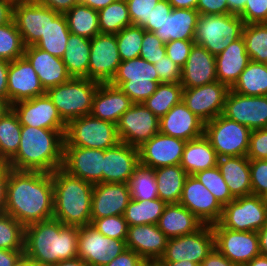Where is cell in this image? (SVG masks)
<instances>
[{"label": "cell", "instance_id": "obj_1", "mask_svg": "<svg viewBox=\"0 0 267 266\" xmlns=\"http://www.w3.org/2000/svg\"><path fill=\"white\" fill-rule=\"evenodd\" d=\"M52 174L11 170L7 182L5 213L24 227L53 218Z\"/></svg>", "mask_w": 267, "mask_h": 266}, {"label": "cell", "instance_id": "obj_2", "mask_svg": "<svg viewBox=\"0 0 267 266\" xmlns=\"http://www.w3.org/2000/svg\"><path fill=\"white\" fill-rule=\"evenodd\" d=\"M79 227L51 218L25 227L24 254L36 266H52L78 257Z\"/></svg>", "mask_w": 267, "mask_h": 266}, {"label": "cell", "instance_id": "obj_3", "mask_svg": "<svg viewBox=\"0 0 267 266\" xmlns=\"http://www.w3.org/2000/svg\"><path fill=\"white\" fill-rule=\"evenodd\" d=\"M65 131L22 125L17 153L7 162L13 170L52 173L62 168Z\"/></svg>", "mask_w": 267, "mask_h": 266}, {"label": "cell", "instance_id": "obj_4", "mask_svg": "<svg viewBox=\"0 0 267 266\" xmlns=\"http://www.w3.org/2000/svg\"><path fill=\"white\" fill-rule=\"evenodd\" d=\"M53 218L64 225L83 227L91 224L93 184L68 174L62 168L52 173Z\"/></svg>", "mask_w": 267, "mask_h": 266}, {"label": "cell", "instance_id": "obj_5", "mask_svg": "<svg viewBox=\"0 0 267 266\" xmlns=\"http://www.w3.org/2000/svg\"><path fill=\"white\" fill-rule=\"evenodd\" d=\"M99 84L88 78L71 77L66 83L52 87L46 93L61 118L68 123L75 118L90 115L93 96Z\"/></svg>", "mask_w": 267, "mask_h": 266}, {"label": "cell", "instance_id": "obj_6", "mask_svg": "<svg viewBox=\"0 0 267 266\" xmlns=\"http://www.w3.org/2000/svg\"><path fill=\"white\" fill-rule=\"evenodd\" d=\"M243 20L234 14H200L194 42L212 55H219L230 43L242 36Z\"/></svg>", "mask_w": 267, "mask_h": 266}, {"label": "cell", "instance_id": "obj_7", "mask_svg": "<svg viewBox=\"0 0 267 266\" xmlns=\"http://www.w3.org/2000/svg\"><path fill=\"white\" fill-rule=\"evenodd\" d=\"M64 147L109 149L120 140L115 123L85 115L67 123Z\"/></svg>", "mask_w": 267, "mask_h": 266}, {"label": "cell", "instance_id": "obj_8", "mask_svg": "<svg viewBox=\"0 0 267 266\" xmlns=\"http://www.w3.org/2000/svg\"><path fill=\"white\" fill-rule=\"evenodd\" d=\"M110 84L119 87L133 103H142L156 91L159 77L154 64L137 57L121 61Z\"/></svg>", "mask_w": 267, "mask_h": 266}, {"label": "cell", "instance_id": "obj_9", "mask_svg": "<svg viewBox=\"0 0 267 266\" xmlns=\"http://www.w3.org/2000/svg\"><path fill=\"white\" fill-rule=\"evenodd\" d=\"M251 130L222 114L205 123L204 136L218 158L247 156Z\"/></svg>", "mask_w": 267, "mask_h": 266}, {"label": "cell", "instance_id": "obj_10", "mask_svg": "<svg viewBox=\"0 0 267 266\" xmlns=\"http://www.w3.org/2000/svg\"><path fill=\"white\" fill-rule=\"evenodd\" d=\"M219 223L233 231L258 232L267 223V202L264 197H237L223 206Z\"/></svg>", "mask_w": 267, "mask_h": 266}, {"label": "cell", "instance_id": "obj_11", "mask_svg": "<svg viewBox=\"0 0 267 266\" xmlns=\"http://www.w3.org/2000/svg\"><path fill=\"white\" fill-rule=\"evenodd\" d=\"M214 247L228 260L238 266H245L261 255L259 236L253 231H233L219 222L212 224Z\"/></svg>", "mask_w": 267, "mask_h": 266}, {"label": "cell", "instance_id": "obj_12", "mask_svg": "<svg viewBox=\"0 0 267 266\" xmlns=\"http://www.w3.org/2000/svg\"><path fill=\"white\" fill-rule=\"evenodd\" d=\"M213 248L214 233L212 225L204 224L194 233L168 238L164 254L158 262L188 260L201 264Z\"/></svg>", "mask_w": 267, "mask_h": 266}, {"label": "cell", "instance_id": "obj_13", "mask_svg": "<svg viewBox=\"0 0 267 266\" xmlns=\"http://www.w3.org/2000/svg\"><path fill=\"white\" fill-rule=\"evenodd\" d=\"M125 249L126 240L108 238L91 225L79 227L78 258L88 266H105Z\"/></svg>", "mask_w": 267, "mask_h": 266}, {"label": "cell", "instance_id": "obj_14", "mask_svg": "<svg viewBox=\"0 0 267 266\" xmlns=\"http://www.w3.org/2000/svg\"><path fill=\"white\" fill-rule=\"evenodd\" d=\"M159 120L142 103H133L116 124L120 142L139 148L159 133Z\"/></svg>", "mask_w": 267, "mask_h": 266}, {"label": "cell", "instance_id": "obj_15", "mask_svg": "<svg viewBox=\"0 0 267 266\" xmlns=\"http://www.w3.org/2000/svg\"><path fill=\"white\" fill-rule=\"evenodd\" d=\"M120 63L116 34L100 33L91 39L88 79L110 83Z\"/></svg>", "mask_w": 267, "mask_h": 266}, {"label": "cell", "instance_id": "obj_16", "mask_svg": "<svg viewBox=\"0 0 267 266\" xmlns=\"http://www.w3.org/2000/svg\"><path fill=\"white\" fill-rule=\"evenodd\" d=\"M222 115L250 130L267 128V96H245L230 89Z\"/></svg>", "mask_w": 267, "mask_h": 266}, {"label": "cell", "instance_id": "obj_17", "mask_svg": "<svg viewBox=\"0 0 267 266\" xmlns=\"http://www.w3.org/2000/svg\"><path fill=\"white\" fill-rule=\"evenodd\" d=\"M230 88L219 81L195 88H183L182 101L205 123L222 114Z\"/></svg>", "mask_w": 267, "mask_h": 266}, {"label": "cell", "instance_id": "obj_18", "mask_svg": "<svg viewBox=\"0 0 267 266\" xmlns=\"http://www.w3.org/2000/svg\"><path fill=\"white\" fill-rule=\"evenodd\" d=\"M21 125L66 131L67 123L61 118L47 93L11 105Z\"/></svg>", "mask_w": 267, "mask_h": 266}, {"label": "cell", "instance_id": "obj_19", "mask_svg": "<svg viewBox=\"0 0 267 266\" xmlns=\"http://www.w3.org/2000/svg\"><path fill=\"white\" fill-rule=\"evenodd\" d=\"M179 203L203 224L212 225L221 219L223 206L194 175L186 177Z\"/></svg>", "mask_w": 267, "mask_h": 266}, {"label": "cell", "instance_id": "obj_20", "mask_svg": "<svg viewBox=\"0 0 267 266\" xmlns=\"http://www.w3.org/2000/svg\"><path fill=\"white\" fill-rule=\"evenodd\" d=\"M104 149L64 147L62 169L91 184L103 183Z\"/></svg>", "mask_w": 267, "mask_h": 266}, {"label": "cell", "instance_id": "obj_21", "mask_svg": "<svg viewBox=\"0 0 267 266\" xmlns=\"http://www.w3.org/2000/svg\"><path fill=\"white\" fill-rule=\"evenodd\" d=\"M186 142L159 132L138 148L140 164L154 169L180 165Z\"/></svg>", "mask_w": 267, "mask_h": 266}, {"label": "cell", "instance_id": "obj_22", "mask_svg": "<svg viewBox=\"0 0 267 266\" xmlns=\"http://www.w3.org/2000/svg\"><path fill=\"white\" fill-rule=\"evenodd\" d=\"M7 88L10 105L46 93L36 71L24 56L9 62Z\"/></svg>", "mask_w": 267, "mask_h": 266}, {"label": "cell", "instance_id": "obj_23", "mask_svg": "<svg viewBox=\"0 0 267 266\" xmlns=\"http://www.w3.org/2000/svg\"><path fill=\"white\" fill-rule=\"evenodd\" d=\"M168 237L157 224L128 226L126 247L137 253L147 264L155 265L164 254Z\"/></svg>", "mask_w": 267, "mask_h": 266}, {"label": "cell", "instance_id": "obj_24", "mask_svg": "<svg viewBox=\"0 0 267 266\" xmlns=\"http://www.w3.org/2000/svg\"><path fill=\"white\" fill-rule=\"evenodd\" d=\"M131 199L127 183H98L93 185L91 219L123 215Z\"/></svg>", "mask_w": 267, "mask_h": 266}, {"label": "cell", "instance_id": "obj_25", "mask_svg": "<svg viewBox=\"0 0 267 266\" xmlns=\"http://www.w3.org/2000/svg\"><path fill=\"white\" fill-rule=\"evenodd\" d=\"M140 164L139 149L119 142L106 149L103 160V183H127Z\"/></svg>", "mask_w": 267, "mask_h": 266}, {"label": "cell", "instance_id": "obj_26", "mask_svg": "<svg viewBox=\"0 0 267 266\" xmlns=\"http://www.w3.org/2000/svg\"><path fill=\"white\" fill-rule=\"evenodd\" d=\"M205 122L192 113L181 101L174 105L160 120L161 134L180 138L185 141L194 140L204 135Z\"/></svg>", "mask_w": 267, "mask_h": 266}, {"label": "cell", "instance_id": "obj_27", "mask_svg": "<svg viewBox=\"0 0 267 266\" xmlns=\"http://www.w3.org/2000/svg\"><path fill=\"white\" fill-rule=\"evenodd\" d=\"M13 21L25 47L35 45L48 28V7L27 2L13 5Z\"/></svg>", "mask_w": 267, "mask_h": 266}, {"label": "cell", "instance_id": "obj_28", "mask_svg": "<svg viewBox=\"0 0 267 266\" xmlns=\"http://www.w3.org/2000/svg\"><path fill=\"white\" fill-rule=\"evenodd\" d=\"M217 81L216 60L203 46L194 44L181 68L180 84L183 88H195Z\"/></svg>", "mask_w": 267, "mask_h": 266}, {"label": "cell", "instance_id": "obj_29", "mask_svg": "<svg viewBox=\"0 0 267 266\" xmlns=\"http://www.w3.org/2000/svg\"><path fill=\"white\" fill-rule=\"evenodd\" d=\"M132 105L130 97L119 87L100 83L93 96L90 115L117 124L122 114Z\"/></svg>", "mask_w": 267, "mask_h": 266}, {"label": "cell", "instance_id": "obj_30", "mask_svg": "<svg viewBox=\"0 0 267 266\" xmlns=\"http://www.w3.org/2000/svg\"><path fill=\"white\" fill-rule=\"evenodd\" d=\"M36 71L39 81L45 91L66 83L71 76L60 57L51 55L36 46L25 47L23 55Z\"/></svg>", "mask_w": 267, "mask_h": 266}, {"label": "cell", "instance_id": "obj_31", "mask_svg": "<svg viewBox=\"0 0 267 266\" xmlns=\"http://www.w3.org/2000/svg\"><path fill=\"white\" fill-rule=\"evenodd\" d=\"M217 81L231 88L250 62L243 36L215 56Z\"/></svg>", "mask_w": 267, "mask_h": 266}, {"label": "cell", "instance_id": "obj_32", "mask_svg": "<svg viewBox=\"0 0 267 266\" xmlns=\"http://www.w3.org/2000/svg\"><path fill=\"white\" fill-rule=\"evenodd\" d=\"M199 15L195 9L172 8L154 33L165 44L174 40H194Z\"/></svg>", "mask_w": 267, "mask_h": 266}, {"label": "cell", "instance_id": "obj_33", "mask_svg": "<svg viewBox=\"0 0 267 266\" xmlns=\"http://www.w3.org/2000/svg\"><path fill=\"white\" fill-rule=\"evenodd\" d=\"M217 167L234 198L252 195L250 165L247 156L220 157Z\"/></svg>", "mask_w": 267, "mask_h": 266}, {"label": "cell", "instance_id": "obj_34", "mask_svg": "<svg viewBox=\"0 0 267 266\" xmlns=\"http://www.w3.org/2000/svg\"><path fill=\"white\" fill-rule=\"evenodd\" d=\"M204 224L180 203L166 204L157 223L158 228L168 237H179L199 230Z\"/></svg>", "mask_w": 267, "mask_h": 266}, {"label": "cell", "instance_id": "obj_35", "mask_svg": "<svg viewBox=\"0 0 267 266\" xmlns=\"http://www.w3.org/2000/svg\"><path fill=\"white\" fill-rule=\"evenodd\" d=\"M218 156L210 141L203 135L186 142L180 166L188 175L217 166Z\"/></svg>", "mask_w": 267, "mask_h": 266}, {"label": "cell", "instance_id": "obj_36", "mask_svg": "<svg viewBox=\"0 0 267 266\" xmlns=\"http://www.w3.org/2000/svg\"><path fill=\"white\" fill-rule=\"evenodd\" d=\"M69 34L70 31L65 15L48 8V28L34 46L49 52L51 55L62 58L66 50Z\"/></svg>", "mask_w": 267, "mask_h": 266}, {"label": "cell", "instance_id": "obj_37", "mask_svg": "<svg viewBox=\"0 0 267 266\" xmlns=\"http://www.w3.org/2000/svg\"><path fill=\"white\" fill-rule=\"evenodd\" d=\"M91 40L70 33L62 61L71 77L88 78Z\"/></svg>", "mask_w": 267, "mask_h": 266}, {"label": "cell", "instance_id": "obj_38", "mask_svg": "<svg viewBox=\"0 0 267 266\" xmlns=\"http://www.w3.org/2000/svg\"><path fill=\"white\" fill-rule=\"evenodd\" d=\"M158 197L166 204L179 203L188 174L180 165L164 166L154 169Z\"/></svg>", "mask_w": 267, "mask_h": 266}, {"label": "cell", "instance_id": "obj_39", "mask_svg": "<svg viewBox=\"0 0 267 266\" xmlns=\"http://www.w3.org/2000/svg\"><path fill=\"white\" fill-rule=\"evenodd\" d=\"M230 89L245 96H267L266 63L250 61Z\"/></svg>", "mask_w": 267, "mask_h": 266}, {"label": "cell", "instance_id": "obj_40", "mask_svg": "<svg viewBox=\"0 0 267 266\" xmlns=\"http://www.w3.org/2000/svg\"><path fill=\"white\" fill-rule=\"evenodd\" d=\"M70 33L92 39L100 34L98 11L82 3L73 6L64 14Z\"/></svg>", "mask_w": 267, "mask_h": 266}, {"label": "cell", "instance_id": "obj_41", "mask_svg": "<svg viewBox=\"0 0 267 266\" xmlns=\"http://www.w3.org/2000/svg\"><path fill=\"white\" fill-rule=\"evenodd\" d=\"M22 125L11 108L0 119V161L8 162L18 151Z\"/></svg>", "mask_w": 267, "mask_h": 266}, {"label": "cell", "instance_id": "obj_42", "mask_svg": "<svg viewBox=\"0 0 267 266\" xmlns=\"http://www.w3.org/2000/svg\"><path fill=\"white\" fill-rule=\"evenodd\" d=\"M165 206L159 198L148 201L130 199L123 216L128 226L157 224Z\"/></svg>", "mask_w": 267, "mask_h": 266}, {"label": "cell", "instance_id": "obj_43", "mask_svg": "<svg viewBox=\"0 0 267 266\" xmlns=\"http://www.w3.org/2000/svg\"><path fill=\"white\" fill-rule=\"evenodd\" d=\"M180 83H160L156 91L142 104L161 119L174 105L182 101Z\"/></svg>", "mask_w": 267, "mask_h": 266}, {"label": "cell", "instance_id": "obj_44", "mask_svg": "<svg viewBox=\"0 0 267 266\" xmlns=\"http://www.w3.org/2000/svg\"><path fill=\"white\" fill-rule=\"evenodd\" d=\"M98 22L101 34H117L132 22L128 5L125 1H113L98 11Z\"/></svg>", "mask_w": 267, "mask_h": 266}, {"label": "cell", "instance_id": "obj_45", "mask_svg": "<svg viewBox=\"0 0 267 266\" xmlns=\"http://www.w3.org/2000/svg\"><path fill=\"white\" fill-rule=\"evenodd\" d=\"M128 185L133 200L148 201L159 198L154 168L139 164L134 170Z\"/></svg>", "mask_w": 267, "mask_h": 266}, {"label": "cell", "instance_id": "obj_46", "mask_svg": "<svg viewBox=\"0 0 267 266\" xmlns=\"http://www.w3.org/2000/svg\"><path fill=\"white\" fill-rule=\"evenodd\" d=\"M242 36L250 61L267 62V23L244 24Z\"/></svg>", "mask_w": 267, "mask_h": 266}, {"label": "cell", "instance_id": "obj_47", "mask_svg": "<svg viewBox=\"0 0 267 266\" xmlns=\"http://www.w3.org/2000/svg\"><path fill=\"white\" fill-rule=\"evenodd\" d=\"M25 45L13 19L0 26V59L12 62L23 57Z\"/></svg>", "mask_w": 267, "mask_h": 266}, {"label": "cell", "instance_id": "obj_48", "mask_svg": "<svg viewBox=\"0 0 267 266\" xmlns=\"http://www.w3.org/2000/svg\"><path fill=\"white\" fill-rule=\"evenodd\" d=\"M140 26H127L116 34L117 47L121 61L140 57L144 32Z\"/></svg>", "mask_w": 267, "mask_h": 266}, {"label": "cell", "instance_id": "obj_49", "mask_svg": "<svg viewBox=\"0 0 267 266\" xmlns=\"http://www.w3.org/2000/svg\"><path fill=\"white\" fill-rule=\"evenodd\" d=\"M25 227L7 213L0 214V248L24 250Z\"/></svg>", "mask_w": 267, "mask_h": 266}, {"label": "cell", "instance_id": "obj_50", "mask_svg": "<svg viewBox=\"0 0 267 266\" xmlns=\"http://www.w3.org/2000/svg\"><path fill=\"white\" fill-rule=\"evenodd\" d=\"M194 177L205 186V188L222 206L235 199L231 195L229 188L217 166L199 171L194 175Z\"/></svg>", "mask_w": 267, "mask_h": 266}, {"label": "cell", "instance_id": "obj_51", "mask_svg": "<svg viewBox=\"0 0 267 266\" xmlns=\"http://www.w3.org/2000/svg\"><path fill=\"white\" fill-rule=\"evenodd\" d=\"M90 225L108 238L118 240H126L127 238L128 224L123 215L91 219Z\"/></svg>", "mask_w": 267, "mask_h": 266}, {"label": "cell", "instance_id": "obj_52", "mask_svg": "<svg viewBox=\"0 0 267 266\" xmlns=\"http://www.w3.org/2000/svg\"><path fill=\"white\" fill-rule=\"evenodd\" d=\"M164 56H166L165 43L162 42L154 32L145 31L140 57L155 64Z\"/></svg>", "mask_w": 267, "mask_h": 266}, {"label": "cell", "instance_id": "obj_53", "mask_svg": "<svg viewBox=\"0 0 267 266\" xmlns=\"http://www.w3.org/2000/svg\"><path fill=\"white\" fill-rule=\"evenodd\" d=\"M160 0H127L132 25L144 27L150 20L153 8Z\"/></svg>", "mask_w": 267, "mask_h": 266}, {"label": "cell", "instance_id": "obj_54", "mask_svg": "<svg viewBox=\"0 0 267 266\" xmlns=\"http://www.w3.org/2000/svg\"><path fill=\"white\" fill-rule=\"evenodd\" d=\"M252 195L267 197V160H249Z\"/></svg>", "mask_w": 267, "mask_h": 266}, {"label": "cell", "instance_id": "obj_55", "mask_svg": "<svg viewBox=\"0 0 267 266\" xmlns=\"http://www.w3.org/2000/svg\"><path fill=\"white\" fill-rule=\"evenodd\" d=\"M247 158L267 160V128L251 130Z\"/></svg>", "mask_w": 267, "mask_h": 266}, {"label": "cell", "instance_id": "obj_56", "mask_svg": "<svg viewBox=\"0 0 267 266\" xmlns=\"http://www.w3.org/2000/svg\"><path fill=\"white\" fill-rule=\"evenodd\" d=\"M239 17L244 24L267 23V0H246L244 11Z\"/></svg>", "mask_w": 267, "mask_h": 266}, {"label": "cell", "instance_id": "obj_57", "mask_svg": "<svg viewBox=\"0 0 267 266\" xmlns=\"http://www.w3.org/2000/svg\"><path fill=\"white\" fill-rule=\"evenodd\" d=\"M160 83H180L181 67L167 55L154 64Z\"/></svg>", "mask_w": 267, "mask_h": 266}, {"label": "cell", "instance_id": "obj_58", "mask_svg": "<svg viewBox=\"0 0 267 266\" xmlns=\"http://www.w3.org/2000/svg\"><path fill=\"white\" fill-rule=\"evenodd\" d=\"M194 44V40H174L167 42L165 44L166 55L182 68Z\"/></svg>", "mask_w": 267, "mask_h": 266}, {"label": "cell", "instance_id": "obj_59", "mask_svg": "<svg viewBox=\"0 0 267 266\" xmlns=\"http://www.w3.org/2000/svg\"><path fill=\"white\" fill-rule=\"evenodd\" d=\"M172 5L167 0H160L150 14V20L143 27L146 31L155 32L158 30L165 18L171 13Z\"/></svg>", "mask_w": 267, "mask_h": 266}, {"label": "cell", "instance_id": "obj_60", "mask_svg": "<svg viewBox=\"0 0 267 266\" xmlns=\"http://www.w3.org/2000/svg\"><path fill=\"white\" fill-rule=\"evenodd\" d=\"M196 10L203 15L228 14V3L227 0H199Z\"/></svg>", "mask_w": 267, "mask_h": 266}, {"label": "cell", "instance_id": "obj_61", "mask_svg": "<svg viewBox=\"0 0 267 266\" xmlns=\"http://www.w3.org/2000/svg\"><path fill=\"white\" fill-rule=\"evenodd\" d=\"M137 253L131 249H125L119 256L115 257L105 266H148Z\"/></svg>", "mask_w": 267, "mask_h": 266}, {"label": "cell", "instance_id": "obj_62", "mask_svg": "<svg viewBox=\"0 0 267 266\" xmlns=\"http://www.w3.org/2000/svg\"><path fill=\"white\" fill-rule=\"evenodd\" d=\"M35 2L50 8L59 14H65L73 6L79 4L80 0H35Z\"/></svg>", "mask_w": 267, "mask_h": 266}, {"label": "cell", "instance_id": "obj_63", "mask_svg": "<svg viewBox=\"0 0 267 266\" xmlns=\"http://www.w3.org/2000/svg\"><path fill=\"white\" fill-rule=\"evenodd\" d=\"M11 170L7 162L0 161V214L5 212L7 182Z\"/></svg>", "mask_w": 267, "mask_h": 266}, {"label": "cell", "instance_id": "obj_64", "mask_svg": "<svg viewBox=\"0 0 267 266\" xmlns=\"http://www.w3.org/2000/svg\"><path fill=\"white\" fill-rule=\"evenodd\" d=\"M200 266H238L228 260L222 253H220L215 247L207 255V257L201 262Z\"/></svg>", "mask_w": 267, "mask_h": 266}, {"label": "cell", "instance_id": "obj_65", "mask_svg": "<svg viewBox=\"0 0 267 266\" xmlns=\"http://www.w3.org/2000/svg\"><path fill=\"white\" fill-rule=\"evenodd\" d=\"M8 69L9 61L0 59V98L8 100Z\"/></svg>", "mask_w": 267, "mask_h": 266}, {"label": "cell", "instance_id": "obj_66", "mask_svg": "<svg viewBox=\"0 0 267 266\" xmlns=\"http://www.w3.org/2000/svg\"><path fill=\"white\" fill-rule=\"evenodd\" d=\"M24 250H5L0 248V266H12Z\"/></svg>", "mask_w": 267, "mask_h": 266}, {"label": "cell", "instance_id": "obj_67", "mask_svg": "<svg viewBox=\"0 0 267 266\" xmlns=\"http://www.w3.org/2000/svg\"><path fill=\"white\" fill-rule=\"evenodd\" d=\"M13 18V4L7 0H0V26L10 22Z\"/></svg>", "mask_w": 267, "mask_h": 266}, {"label": "cell", "instance_id": "obj_68", "mask_svg": "<svg viewBox=\"0 0 267 266\" xmlns=\"http://www.w3.org/2000/svg\"><path fill=\"white\" fill-rule=\"evenodd\" d=\"M228 13L234 15H240L244 11L246 0H227Z\"/></svg>", "mask_w": 267, "mask_h": 266}, {"label": "cell", "instance_id": "obj_69", "mask_svg": "<svg viewBox=\"0 0 267 266\" xmlns=\"http://www.w3.org/2000/svg\"><path fill=\"white\" fill-rule=\"evenodd\" d=\"M172 8L195 9L199 0H167Z\"/></svg>", "mask_w": 267, "mask_h": 266}, {"label": "cell", "instance_id": "obj_70", "mask_svg": "<svg viewBox=\"0 0 267 266\" xmlns=\"http://www.w3.org/2000/svg\"><path fill=\"white\" fill-rule=\"evenodd\" d=\"M115 0H80V3L87 5L88 7L99 11L102 8H105Z\"/></svg>", "mask_w": 267, "mask_h": 266}, {"label": "cell", "instance_id": "obj_71", "mask_svg": "<svg viewBox=\"0 0 267 266\" xmlns=\"http://www.w3.org/2000/svg\"><path fill=\"white\" fill-rule=\"evenodd\" d=\"M260 253L263 256H267V223L258 232Z\"/></svg>", "mask_w": 267, "mask_h": 266}, {"label": "cell", "instance_id": "obj_72", "mask_svg": "<svg viewBox=\"0 0 267 266\" xmlns=\"http://www.w3.org/2000/svg\"><path fill=\"white\" fill-rule=\"evenodd\" d=\"M155 266H200L188 260H181L179 262H157Z\"/></svg>", "mask_w": 267, "mask_h": 266}, {"label": "cell", "instance_id": "obj_73", "mask_svg": "<svg viewBox=\"0 0 267 266\" xmlns=\"http://www.w3.org/2000/svg\"><path fill=\"white\" fill-rule=\"evenodd\" d=\"M52 266H88L81 258H74L71 260L60 261Z\"/></svg>", "mask_w": 267, "mask_h": 266}, {"label": "cell", "instance_id": "obj_74", "mask_svg": "<svg viewBox=\"0 0 267 266\" xmlns=\"http://www.w3.org/2000/svg\"><path fill=\"white\" fill-rule=\"evenodd\" d=\"M245 266H267V256L259 255L253 258Z\"/></svg>", "mask_w": 267, "mask_h": 266}, {"label": "cell", "instance_id": "obj_75", "mask_svg": "<svg viewBox=\"0 0 267 266\" xmlns=\"http://www.w3.org/2000/svg\"><path fill=\"white\" fill-rule=\"evenodd\" d=\"M12 266H36L24 253L13 263Z\"/></svg>", "mask_w": 267, "mask_h": 266}, {"label": "cell", "instance_id": "obj_76", "mask_svg": "<svg viewBox=\"0 0 267 266\" xmlns=\"http://www.w3.org/2000/svg\"><path fill=\"white\" fill-rule=\"evenodd\" d=\"M11 109V105L7 99L0 98V119Z\"/></svg>", "mask_w": 267, "mask_h": 266}, {"label": "cell", "instance_id": "obj_77", "mask_svg": "<svg viewBox=\"0 0 267 266\" xmlns=\"http://www.w3.org/2000/svg\"><path fill=\"white\" fill-rule=\"evenodd\" d=\"M7 1H9L10 3H12L14 5V4H17V3L33 2L35 0H7Z\"/></svg>", "mask_w": 267, "mask_h": 266}]
</instances>
